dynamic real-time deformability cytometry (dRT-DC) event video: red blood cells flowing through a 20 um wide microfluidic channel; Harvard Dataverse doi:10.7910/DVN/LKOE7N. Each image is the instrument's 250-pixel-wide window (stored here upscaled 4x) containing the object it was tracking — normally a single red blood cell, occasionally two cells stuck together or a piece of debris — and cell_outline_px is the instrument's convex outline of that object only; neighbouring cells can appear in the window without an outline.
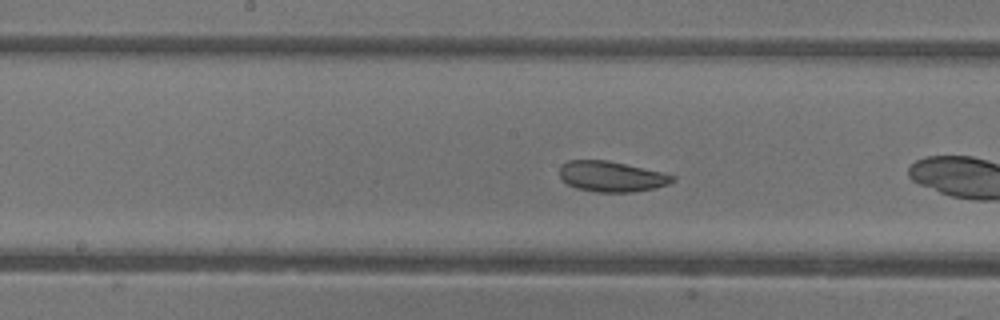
{"species": "common noctule bat (a hibernating species)", "species_latin": "Nyctalus noctula", "temperature_condition": "warm", "stored_images_in_passage": 14, "camera_frame_rate_fps": 3000, "um_per_image_px": 0.085, "animal": {"sex": "female"}, "frame": {"image": 1, "passage_image": 10, "time_ms": 3.0, "image_size_px": [1000, 320], "cell_outline_px": [[676, 180], [668, 184], [652, 188], [632, 192], [596, 192], [576, 188], [568, 184], [560, 176], [560, 164], [568, 160], [608, 160], [664, 172], [676, 176]], "centroid_in_image_um": [51.99, 14.99], "position_along_channel_um": 196.2, "area_um2": 20.17}}